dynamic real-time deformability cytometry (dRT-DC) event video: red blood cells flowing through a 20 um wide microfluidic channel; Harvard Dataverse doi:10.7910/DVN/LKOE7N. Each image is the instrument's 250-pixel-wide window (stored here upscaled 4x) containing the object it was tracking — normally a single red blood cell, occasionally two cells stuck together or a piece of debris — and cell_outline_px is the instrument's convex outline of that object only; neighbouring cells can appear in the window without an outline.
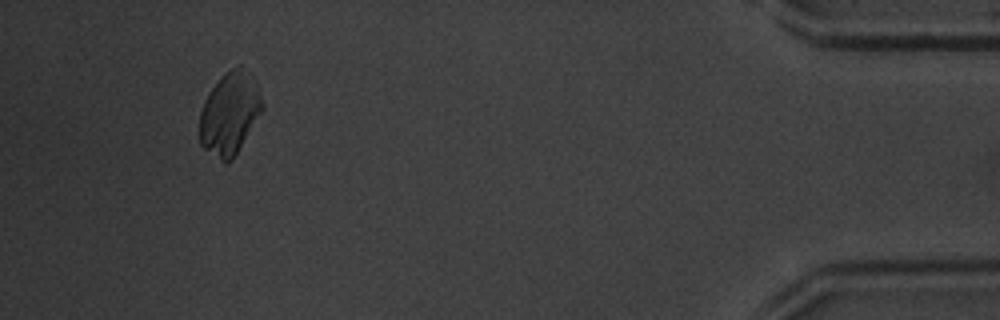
{"species": "common noctule bat (a hibernating species)", "species_latin": "Nyctalus noctula", "temperature_condition": "warm", "stored_images_in_passage": 41, "camera_frame_rate_fps": 3000, "um_per_image_px": 0.085, "animal": {"sex": "male", "body_mass_g": 20.1, "forearm_length_mm": 53.5}, "frame": {"image": 1, "passage_image": 38, "time_ms": 12.333, "image_size_px": [1000, 320], "cell_outline_px": [[264, 108], [232, 160], [220, 160], [204, 148], [200, 144], [200, 112], [204, 100], [208, 92], [232, 68], [240, 64], [252, 72], [256, 80], [264, 104]], "centroid_in_image_um": [19.56, 9.6], "position_along_channel_um": 415.6, "area_um2": 29.94}}